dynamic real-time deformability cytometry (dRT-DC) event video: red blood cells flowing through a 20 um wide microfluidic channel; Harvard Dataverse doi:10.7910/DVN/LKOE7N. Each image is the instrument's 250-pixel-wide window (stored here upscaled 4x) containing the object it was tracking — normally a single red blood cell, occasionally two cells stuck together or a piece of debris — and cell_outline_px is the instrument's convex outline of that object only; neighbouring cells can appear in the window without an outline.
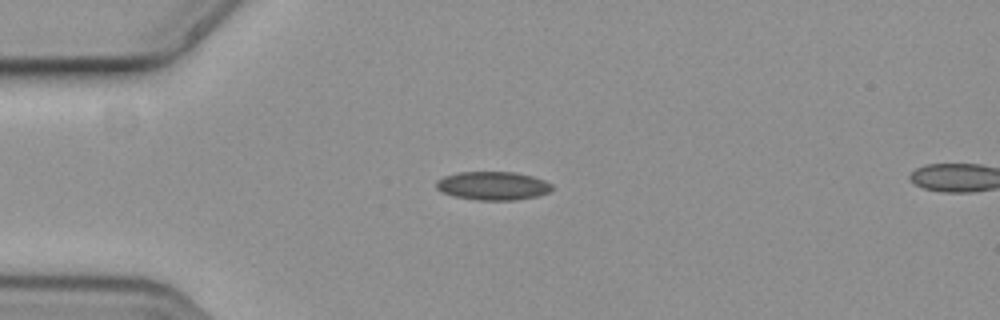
{"species": "common noctule bat (a hibernating species)", "species_latin": "Nyctalus noctula", "temperature_condition": "cold", "stored_images_in_passage": 41, "camera_frame_rate_fps": 3000, "um_per_image_px": 0.085, "animal": {"sex": "female", "body_mass_g": 19.3, "forearm_length_mm": 54.1}, "frame": {"image": 1, "passage_image": 1, "time_ms": 0.0, "image_size_px": [1000, 320], "cell_outline_px": [[552, 188], [548, 192], [536, 196], [516, 200], [476, 200], [452, 196], [440, 192], [436, 188], [436, 180], [444, 176], [456, 172], [512, 172], [532, 176], [544, 180], [552, 184]], "centroid_in_image_um": [41.83, 15.79], "position_along_channel_um": 43.2, "area_um2": 19.31}}
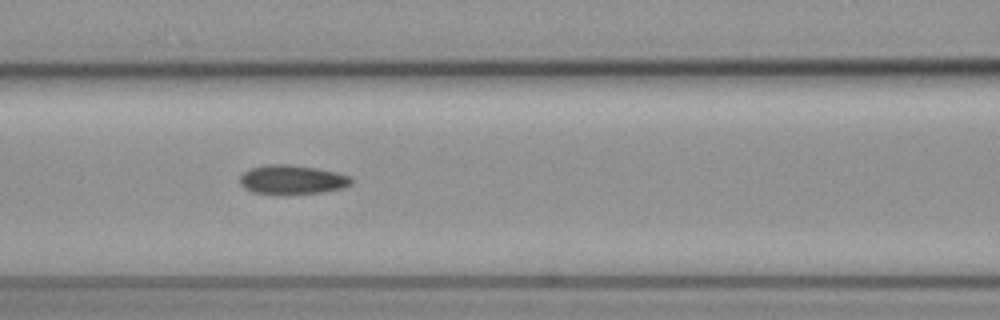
{"frame": {"image": 2, "passage_image": 11, "time_ms": 3.333, "image_size_px": [1000, 320], "cell_outline_px": [[352, 184], [340, 188], [324, 192], [284, 196], [252, 192], [244, 188], [240, 184], [240, 176], [244, 172], [252, 168], [268, 164], [288, 164], [316, 168], [336, 172], [348, 176], [352, 180]], "centroid_in_image_um": [24.8, 15.3], "position_along_channel_um": 141.8, "area_um2": 19.25}}
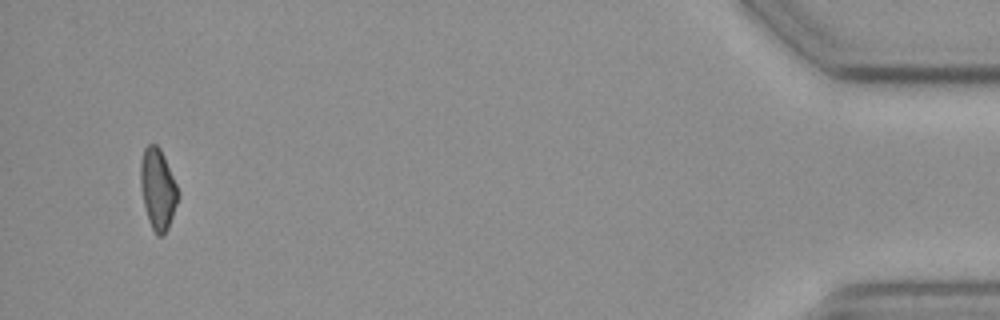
{"frame": {"image": 3, "passage_image": 41, "time_ms": 13.333, "image_size_px": [1000, 320], "cell_outline_px": [[176, 204], [168, 228], [164, 236], [156, 236], [148, 220], [140, 188], [140, 160], [144, 148], [148, 144], [156, 144], [160, 148], [164, 156], [176, 184]], "centroid_in_image_um": [13.37, 16.06], "position_along_channel_um": 421.8, "area_um2": 17.46}}